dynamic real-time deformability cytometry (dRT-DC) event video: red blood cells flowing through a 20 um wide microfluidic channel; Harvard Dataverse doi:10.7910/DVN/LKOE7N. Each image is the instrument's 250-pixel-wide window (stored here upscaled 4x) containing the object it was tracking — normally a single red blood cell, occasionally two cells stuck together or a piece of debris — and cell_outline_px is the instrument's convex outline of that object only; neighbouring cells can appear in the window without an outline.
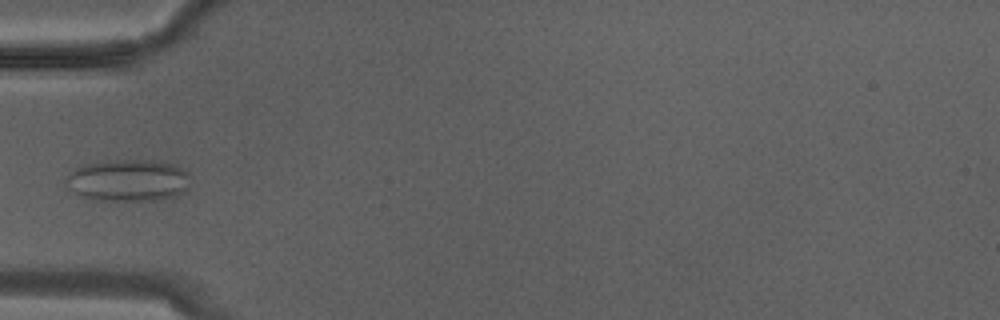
{"species": "Egyptian fruit bat (a non-hibernating species)", "species_latin": "Rousettus aegyptiacus", "temperature_condition": "warm", "stored_images_in_passage": 11, "camera_frame_rate_fps": 3000, "um_per_image_px": 0.085, "animal": {"sex": "male"}, "frame": {"image": 1, "passage_image": 10, "time_ms": 3.0, "image_size_px": [1000, 320], "cell_outline_px": [[188, 188], [176, 196], [152, 200], [96, 200], [76, 192], [68, 188], [64, 184], [64, 176], [76, 168], [84, 164], [112, 160], [152, 160], [172, 164], [188, 172]], "centroid_in_image_um": [10.86, 15.32], "position_along_channel_um": 74.1, "area_um2": 30.23}}